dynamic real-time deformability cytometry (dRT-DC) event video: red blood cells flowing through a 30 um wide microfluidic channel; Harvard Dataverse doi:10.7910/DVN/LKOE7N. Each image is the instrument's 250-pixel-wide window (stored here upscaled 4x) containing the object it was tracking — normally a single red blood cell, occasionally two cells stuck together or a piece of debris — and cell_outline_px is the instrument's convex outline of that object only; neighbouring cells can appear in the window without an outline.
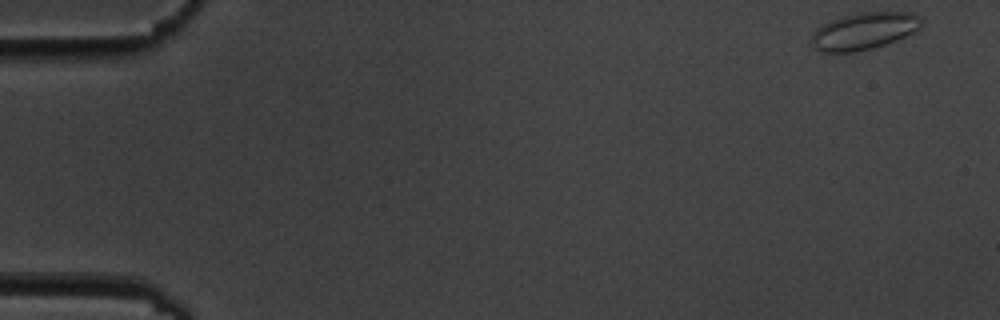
{"species": "common noctule bat (a hibernating species)", "species_latin": "Nyctalus noctula", "temperature_condition": "cold", "stored_images_in_passage": 6, "camera_frame_rate_fps": 3000, "um_per_image_px": 0.085, "animal": {"sex": "male", "body_mass_g": 19.5, "forearm_length_mm": 54.6}, "frame": {"image": 1, "passage_image": 1, "time_ms": 0.0, "image_size_px": [1000, 320], "cell_outline_px": [[924, 24], [920, 28], [896, 40], [872, 48], [852, 52], [820, 52], [812, 44], [812, 36], [816, 28], [840, 16], [860, 12], [912, 12], [920, 16], [924, 20]], "centroid_in_image_um": [73.47, 2.62], "position_along_channel_um": 11.5, "area_um2": 23.7}}
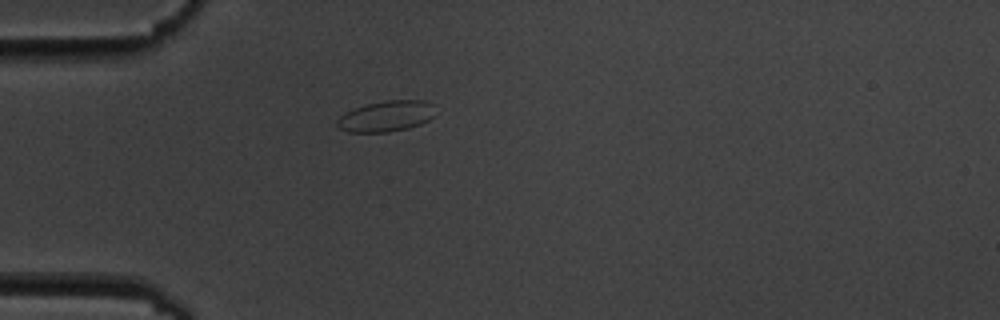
{"frame": {"image": 2, "passage_image": 5, "time_ms": 4.667, "image_size_px": [1000, 320], "cell_outline_px": [[436, 116], [420, 124], [408, 128], [388, 132], [348, 132], [340, 128], [336, 124], [336, 120], [340, 116], [364, 104], [388, 100], [424, 100], [432, 104]], "centroid_in_image_um": [32.85, 9.87], "position_along_channel_um": 52.1, "area_um2": 17.63}}